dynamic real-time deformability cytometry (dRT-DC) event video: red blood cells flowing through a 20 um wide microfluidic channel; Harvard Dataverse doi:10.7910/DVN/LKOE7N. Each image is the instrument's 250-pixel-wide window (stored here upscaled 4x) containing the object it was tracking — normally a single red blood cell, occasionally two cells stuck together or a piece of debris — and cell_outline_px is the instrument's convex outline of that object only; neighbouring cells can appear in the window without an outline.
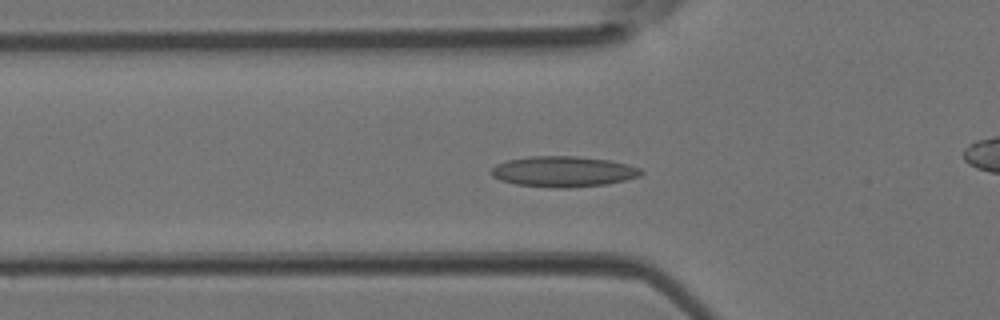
{"species": "Egyptian fruit bat (a non-hibernating species)", "species_latin": "Rousettus aegyptiacus", "temperature_condition": "room temperature", "stored_images_in_passage": 39, "camera_frame_rate_fps": 3000, "um_per_image_px": 0.085, "animal": {"sex": "female"}, "frame": {"image": 1, "passage_image": 15, "time_ms": 4.667, "image_size_px": [1000, 320], "cell_outline_px": [[644, 172], [640, 176], [624, 180], [604, 184], [568, 188], [556, 188], [516, 184], [500, 180], [492, 176], [488, 172], [496, 164], [508, 160], [528, 156], [576, 156], [608, 160], [628, 164], [640, 168]], "centroid_in_image_um": [47.85, 14.58], "position_along_channel_um": 77.9, "area_um2": 26.76}}
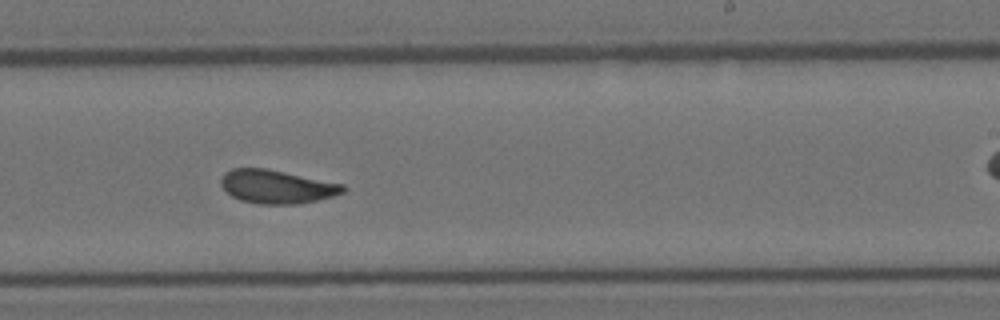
{"frame": {"image": 2, "passage_image": 27, "time_ms": 8.667, "image_size_px": [1000, 320], "cell_outline_px": [[344, 192], [332, 196], [316, 200], [296, 204], [260, 204], [240, 200], [232, 196], [220, 184], [220, 180], [224, 172], [232, 168], [268, 168], [344, 184]], "centroid_in_image_um": [23.5, 15.85], "position_along_channel_um": 265.5, "area_um2": 23.81}}
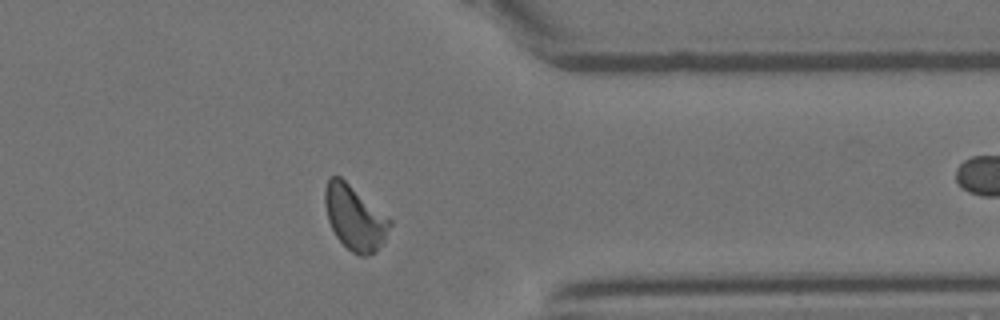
{"frame": {"image": 3, "passage_image": 35, "time_ms": 11.333, "image_size_px": [1000, 320], "cell_outline_px": [[392, 224], [384, 240], [376, 252], [364, 256], [360, 256], [352, 252], [336, 236], [328, 220], [324, 204], [324, 188], [328, 176], [340, 176], [392, 220]], "centroid_in_image_um": [30.14, 18.49], "position_along_channel_um": 381.3, "area_um2": 24.33}}